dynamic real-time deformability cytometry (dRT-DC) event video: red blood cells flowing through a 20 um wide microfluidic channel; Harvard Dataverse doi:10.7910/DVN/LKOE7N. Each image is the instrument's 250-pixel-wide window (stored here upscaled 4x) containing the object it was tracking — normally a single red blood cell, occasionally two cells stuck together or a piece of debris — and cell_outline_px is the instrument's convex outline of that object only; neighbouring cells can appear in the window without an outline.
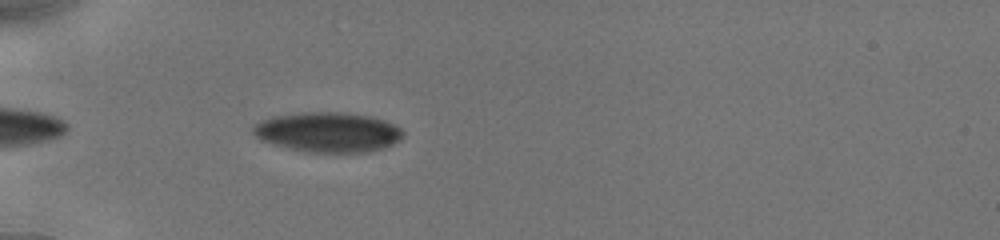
{"species": "human", "species_latin": "Homo sapiens", "temperature_condition": "cold", "stored_images_in_passage": 24, "camera_frame_rate_fps": 3000, "um_per_image_px": 0.085, "donor": {"sex": "male"}, "frame": {"image": 1, "passage_image": 2, "time_ms": 0.333, "image_size_px": [1000, 240], "cell_outline_px": [[404, 136], [400, 140], [384, 148], [368, 152], [308, 152], [288, 148], [260, 140], [252, 132], [252, 128], [256, 124], [272, 116], [300, 112], [344, 112], [372, 116], [384, 120], [400, 128], [404, 132]], "centroid_in_image_um": [27.89, 11.23], "position_along_channel_um": 57.1, "area_um2": 34.97}}
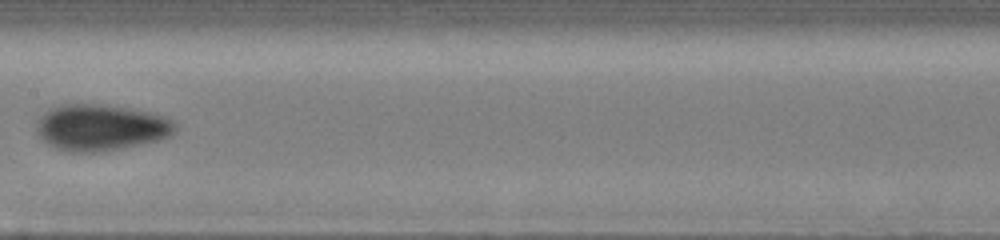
{"frame": {"image": 2, "passage_image": 9, "time_ms": 4.333, "image_size_px": [1000, 240], "cell_outline_px": [[176, 128], [168, 136], [156, 140], [120, 148], [92, 152], [68, 152], [56, 148], [48, 144], [36, 132], [36, 128], [44, 112], [48, 108], [60, 104], [100, 104], [128, 108], [148, 112], [164, 116], [176, 120]], "centroid_in_image_um": [8.54, 10.82], "position_along_channel_um": 198.9, "area_um2": 37.05}}
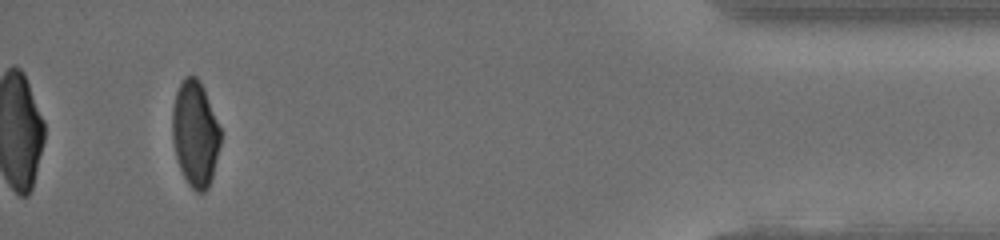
{"frame": {"image": 3, "passage_image": 22, "time_ms": 11.333, "image_size_px": [1000, 240], "cell_outline_px": [[220, 144], [212, 176], [208, 188], [204, 192], [196, 192], [188, 184], [180, 168], [176, 156], [172, 140], [172, 108], [176, 92], [184, 76], [196, 76], [200, 80], [204, 88], [220, 128]], "centroid_in_image_um": [16.57, 11.35], "position_along_channel_um": 418.6, "area_um2": 29.59}, "authors_computed_cell_mechanics": {"area_um2": 34.102, "velocity_mm_per_s": 3.941, "shape_relaxation_time_tau1_ms": 5.2671, "shape_relaxation_time_tau2_ms": 1.7217, "deformation_change_tau1": 0.1234, "deformation_change_tau2": 0.0453}}